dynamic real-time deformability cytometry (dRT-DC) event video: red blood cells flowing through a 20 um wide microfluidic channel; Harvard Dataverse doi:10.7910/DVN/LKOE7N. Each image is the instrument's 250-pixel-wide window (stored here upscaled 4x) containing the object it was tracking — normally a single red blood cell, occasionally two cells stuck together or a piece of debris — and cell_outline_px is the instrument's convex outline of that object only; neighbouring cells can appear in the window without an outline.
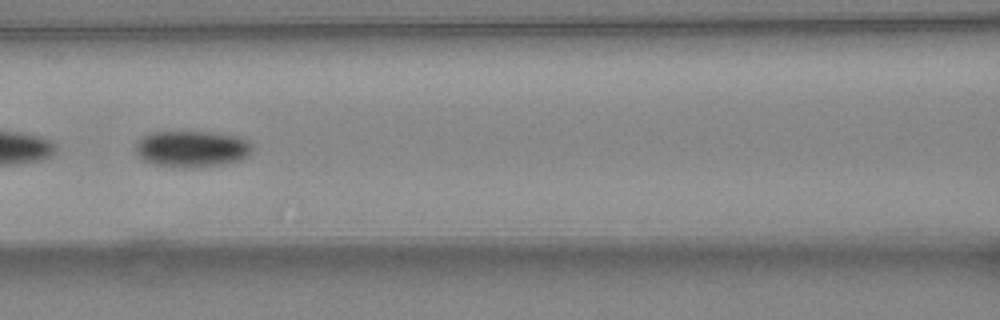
{"species": "common noctule bat (a hibernating species)", "species_latin": "Nyctalus noctula", "temperature_condition": "warm", "stored_images_in_passage": 48, "camera_frame_rate_fps": 3000, "um_per_image_px": 0.085, "animal": {"sex": "female", "body_mass_g": 24.6, "forearm_length_mm": 56.2}, "frame": {"image": 1, "passage_image": 24, "time_ms": 7.667, "image_size_px": [1000, 320], "cell_outline_px": [[252, 152], [248, 156], [240, 160], [224, 164], [192, 168], [180, 168], [152, 164], [140, 160], [136, 156], [136, 144], [144, 136], [152, 132], [208, 132], [236, 136], [248, 140], [252, 144]], "centroid_in_image_um": [16.3, 12.68], "position_along_channel_um": 150.3, "area_um2": 25.03}}
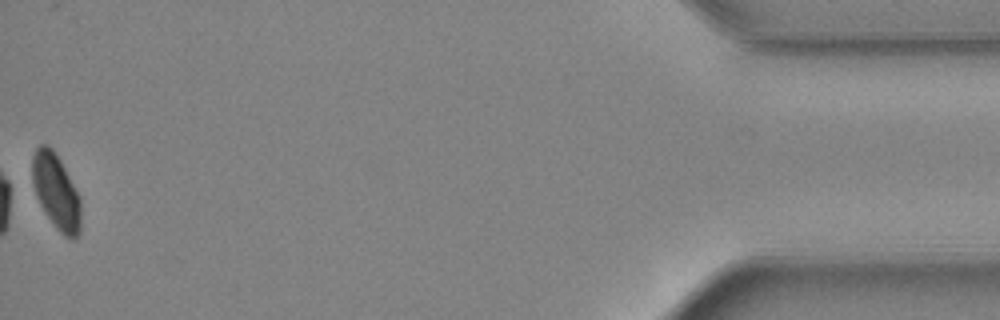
{"frame": {"image": 2, "passage_image": 48, "time_ms": 15.667, "image_size_px": [1000, 320], "cell_outline_px": [[80, 232], [72, 240], [64, 236], [56, 228], [40, 204], [36, 196], [32, 180], [32, 156], [36, 148], [40, 144], [48, 144], [52, 148], [60, 160], [80, 196]], "centroid_in_image_um": [4.76, 16.27], "position_along_channel_um": 430.4, "area_um2": 21.21}, "authors_computed_cell_mechanics": {"area_um2": 25.8077, "velocity_mm_per_s": 4.5473, "shape_relaxation_time_tau1_ms": 2.6211, "shape_relaxation_time_tau2_ms": null, "deformation_change_tau1": 0.0743, "deformation_change_tau2": null}}